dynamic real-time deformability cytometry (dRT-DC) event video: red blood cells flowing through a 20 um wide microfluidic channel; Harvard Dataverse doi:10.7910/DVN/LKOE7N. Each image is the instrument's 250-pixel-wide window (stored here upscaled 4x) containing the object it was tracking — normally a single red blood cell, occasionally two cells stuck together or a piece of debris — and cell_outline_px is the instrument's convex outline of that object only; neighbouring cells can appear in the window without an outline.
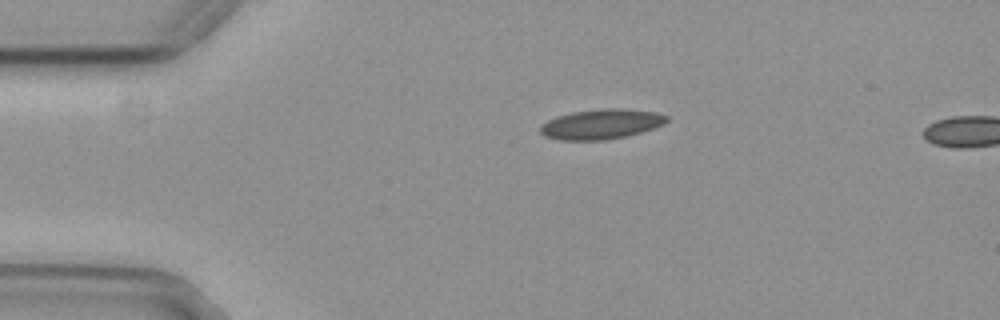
{"species": "common noctule bat (a hibernating species)", "species_latin": "Nyctalus noctula", "temperature_condition": "cold", "stored_images_in_passage": 4, "camera_frame_rate_fps": 3000, "um_per_image_px": 0.085, "animal": {"sex": "female", "body_mass_g": 29.2, "forearm_length_mm": 56.3}, "frame": {"image": 1, "passage_image": 1, "time_ms": 0.0, "image_size_px": [1000, 320], "cell_outline_px": [[668, 120], [664, 124], [640, 132], [624, 136], [604, 140], [560, 140], [544, 136], [540, 132], [540, 124], [556, 116], [572, 112], [604, 108], [620, 108], [656, 112], [668, 116]], "centroid_in_image_um": [51.07, 10.54], "position_along_channel_um": 33.9, "area_um2": 22.02}}